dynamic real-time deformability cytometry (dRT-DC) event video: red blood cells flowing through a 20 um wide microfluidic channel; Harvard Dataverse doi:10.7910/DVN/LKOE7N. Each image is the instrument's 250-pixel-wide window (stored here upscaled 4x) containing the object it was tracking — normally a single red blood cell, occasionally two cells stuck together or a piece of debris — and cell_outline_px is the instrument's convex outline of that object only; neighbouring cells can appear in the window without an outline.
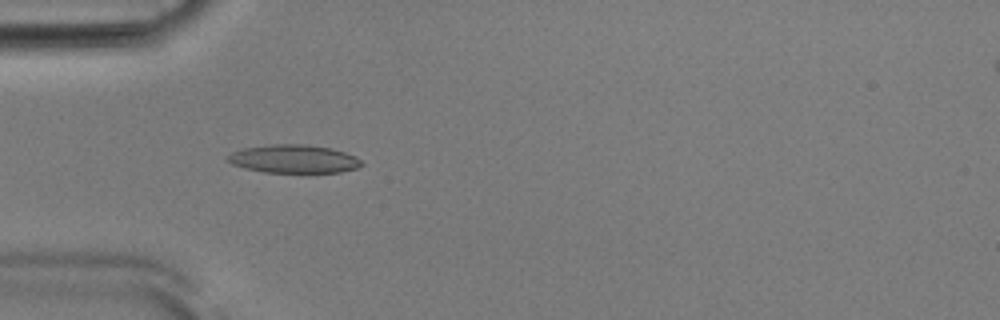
{"species": "Egyptian fruit bat (a non-hibernating species)", "species_latin": "Rousettus aegyptiacus", "temperature_condition": "room temperature", "stored_images_in_passage": 40, "camera_frame_rate_fps": 3000, "um_per_image_px": 0.085, "animal": {"sex": "male"}, "frame": {"image": 1, "passage_image": 6, "time_ms": 1.667, "image_size_px": [1000, 320], "cell_outline_px": [[364, 164], [356, 168], [340, 172], [264, 172], [244, 168], [232, 164], [224, 156], [232, 152], [244, 148], [272, 144], [304, 144], [332, 148], [356, 156]], "centroid_in_image_um": [24.96, 13.5], "position_along_channel_um": 60.0, "area_um2": 22.02}}
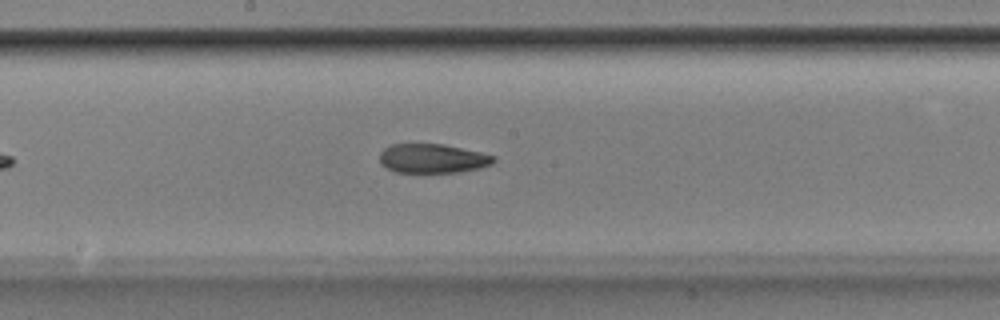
{"frame": {"image": 2, "passage_image": 18, "time_ms": 5.667, "image_size_px": [1000, 320], "cell_outline_px": [[496, 160], [492, 164], [480, 168], [460, 172], [424, 176], [396, 172], [380, 164], [380, 152], [384, 148], [392, 144], [444, 144], [480, 152], [496, 156]], "centroid_in_image_um": [36.76, 13.52], "position_along_channel_um": 211.4, "area_um2": 20.35}}
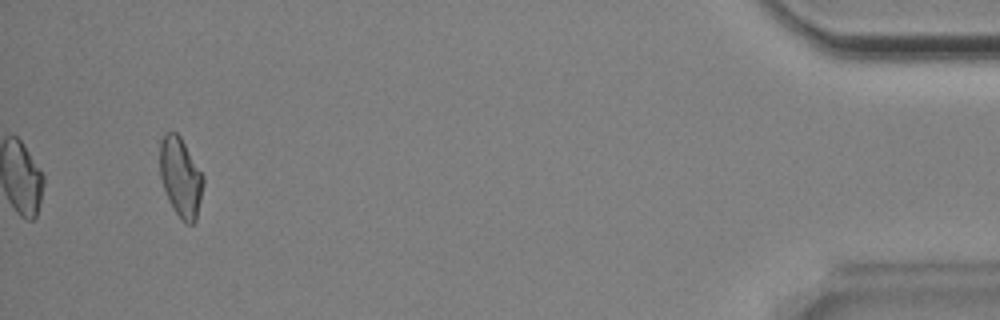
{"frame": {"image": 3, "passage_image": 40, "time_ms": 13.0, "image_size_px": [1000, 320], "cell_outline_px": [[204, 184], [196, 220], [192, 224], [184, 224], [168, 200], [160, 176], [160, 140], [164, 132], [176, 132], [180, 136], [204, 176]], "centroid_in_image_um": [15.35, 15.06], "position_along_channel_um": 419.8, "area_um2": 20.11}, "authors_computed_cell_mechanics": {"area_um2": 20.1722, "velocity_mm_per_s": 3.8591, "shape_relaxation_time_tau1_ms": 11.2173, "shape_relaxation_time_tau2_ms": 6.63, "deformation_change_tau1": 0.2541, "deformation_change_tau2": 0.1514}}